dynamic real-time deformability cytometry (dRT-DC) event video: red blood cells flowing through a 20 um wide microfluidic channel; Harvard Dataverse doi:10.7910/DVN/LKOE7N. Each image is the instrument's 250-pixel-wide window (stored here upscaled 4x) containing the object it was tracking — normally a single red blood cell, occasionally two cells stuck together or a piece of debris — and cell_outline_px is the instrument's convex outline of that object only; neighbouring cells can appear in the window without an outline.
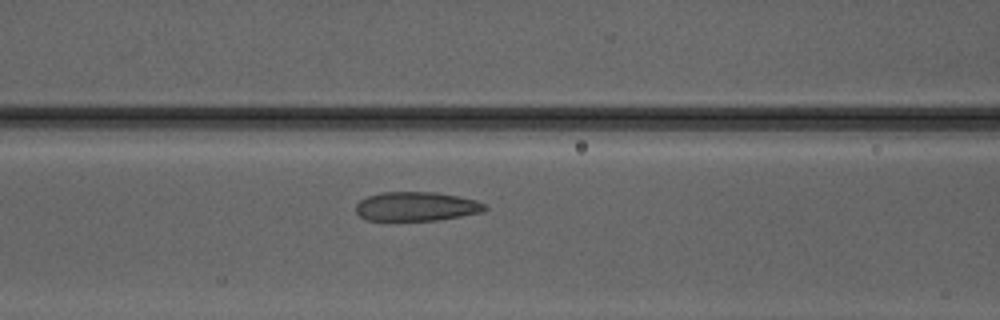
{"species": "Egyptian fruit bat (a non-hibernating species)", "species_latin": "Rousettus aegyptiacus", "temperature_condition": "warm", "stored_images_in_passage": 4, "camera_frame_rate_fps": 3000, "um_per_image_px": 0.085, "animal": {"sex": "male"}, "frame": {"image": 1, "passage_image": 4, "time_ms": 4.0, "image_size_px": [1000, 320], "cell_outline_px": [[488, 208], [484, 212], [436, 220], [364, 220], [356, 212], [356, 204], [360, 200], [368, 196], [380, 192], [436, 192], [476, 200], [484, 204]], "centroid_in_image_um": [35.38, 17.54], "position_along_channel_um": 131.2, "area_um2": 21.85}}